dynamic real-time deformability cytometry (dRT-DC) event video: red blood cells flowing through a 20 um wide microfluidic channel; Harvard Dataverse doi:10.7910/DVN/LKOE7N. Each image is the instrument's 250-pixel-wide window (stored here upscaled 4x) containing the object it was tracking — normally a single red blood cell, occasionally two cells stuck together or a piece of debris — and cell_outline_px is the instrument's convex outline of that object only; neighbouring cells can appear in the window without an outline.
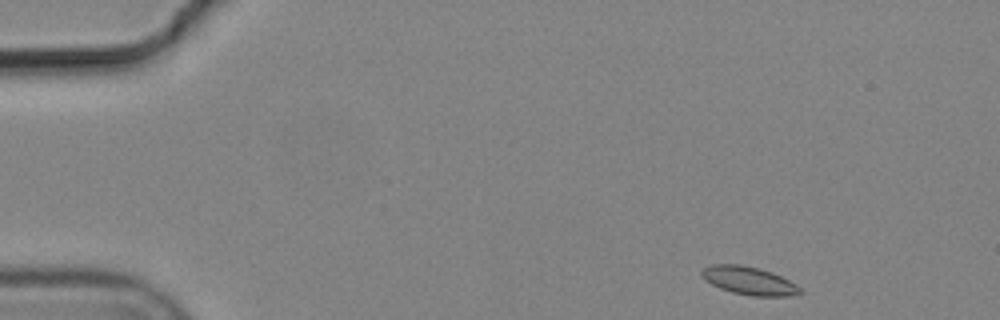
{"species": "common noctule bat (a hibernating species)", "species_latin": "Nyctalus noctula", "temperature_condition": "cold", "stored_images_in_passage": 5, "camera_frame_rate_fps": 3000, "um_per_image_px": 0.085, "animal": {"sex": "male", "body_mass_g": 19.2, "forearm_length_mm": 51.8}, "frame": {"image": 1, "passage_image": 1, "time_ms": 0.0, "image_size_px": [1000, 320], "cell_outline_px": [[804, 292], [792, 296], [752, 296], [732, 292], [720, 288], [704, 280], [700, 272], [704, 268], [712, 264], [740, 264], [760, 268], [772, 272], [796, 284]], "centroid_in_image_um": [63.67, 23.86], "position_along_channel_um": 21.3, "area_um2": 16.18}}
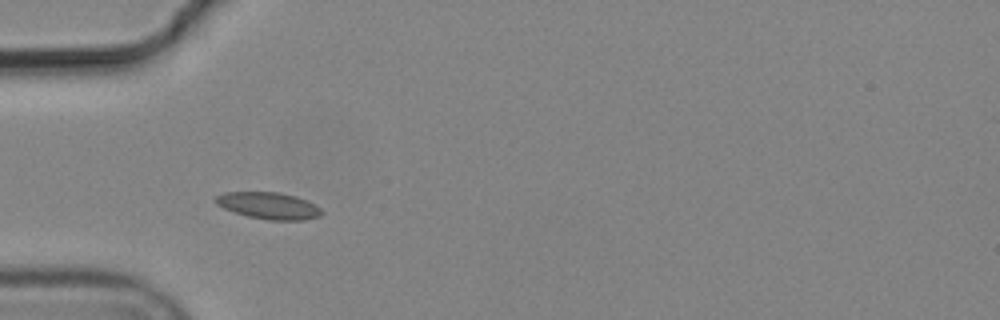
{"frame": {"image": 2, "passage_image": 4, "time_ms": 1.0, "image_size_px": [1000, 320], "cell_outline_px": [[324, 212], [320, 216], [304, 220], [268, 220], [248, 216], [224, 208], [216, 204], [212, 200], [216, 196], [224, 192], [280, 192], [296, 196], [320, 208]], "centroid_in_image_um": [22.81, 17.48], "position_along_channel_um": 62.2, "area_um2": 16.47}}
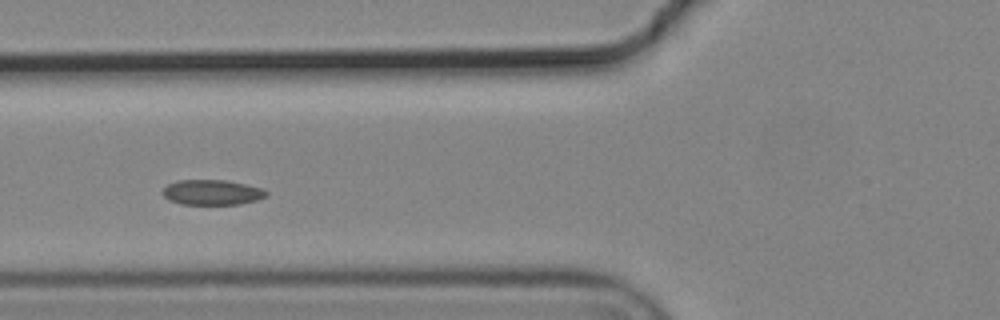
{"frame": {"image": 3, "passage_image": 5, "time_ms": 1.333, "image_size_px": [1000, 320], "cell_outline_px": [[268, 196], [256, 200], [240, 204], [180, 204], [168, 200], [160, 192], [168, 184], [176, 180], [224, 180], [244, 184], [260, 188], [268, 192]], "centroid_in_image_um": [17.98, 16.35], "position_along_channel_um": 107.8, "area_um2": 15.2}}